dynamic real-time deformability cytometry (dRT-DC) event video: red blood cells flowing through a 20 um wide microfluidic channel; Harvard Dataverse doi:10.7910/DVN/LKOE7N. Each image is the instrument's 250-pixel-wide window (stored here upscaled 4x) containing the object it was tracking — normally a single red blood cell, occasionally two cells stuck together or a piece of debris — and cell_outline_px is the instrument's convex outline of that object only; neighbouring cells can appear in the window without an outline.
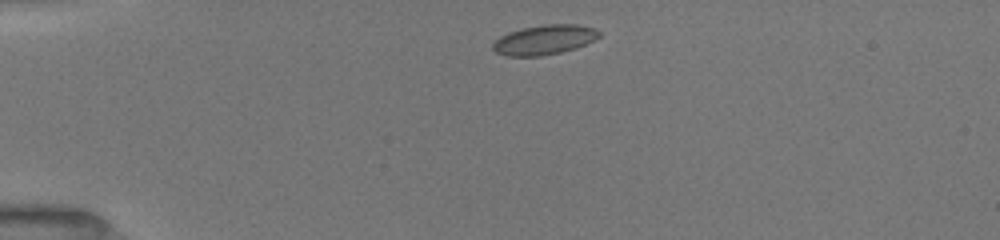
{"species": "common noctule bat (a hibernating species)", "species_latin": "Nyctalus noctula", "temperature_condition": "room temperature", "stored_images_in_passage": 29, "camera_frame_rate_fps": 3000, "um_per_image_px": 0.085, "animal": {"sex": "female", "body_mass_g": 19.5, "forearm_length_mm": 54.1}, "frame": {"image": 1, "passage_image": 1, "time_ms": 0.0, "image_size_px": [1000, 240], "cell_outline_px": [[600, 36], [576, 48], [560, 52], [540, 56], [504, 56], [496, 52], [492, 48], [492, 44], [500, 36], [508, 32], [520, 28], [544, 24], [576, 24], [596, 28], [600, 32]], "centroid_in_image_um": [46.24, 3.37], "position_along_channel_um": 38.8, "area_um2": 18.44}}
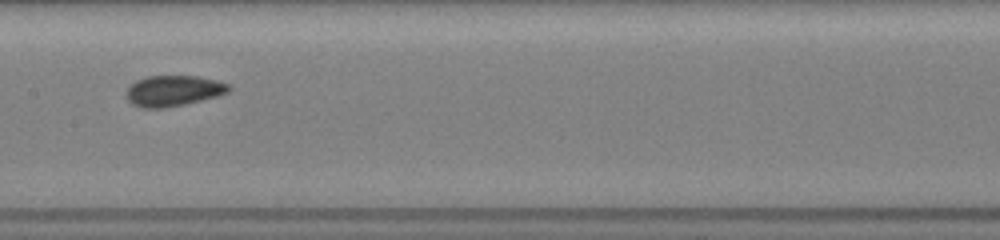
{"frame": {"image": 2, "passage_image": 12, "time_ms": 5.0, "image_size_px": [1000, 240], "cell_outline_px": [[232, 88], [228, 92], [216, 96], [184, 104], [164, 108], [144, 108], [132, 104], [128, 100], [124, 92], [136, 80], [148, 76], [196, 76], [216, 80], [232, 84]], "centroid_in_image_um": [14.74, 7.71], "position_along_channel_um": 192.7, "area_um2": 18.38}}
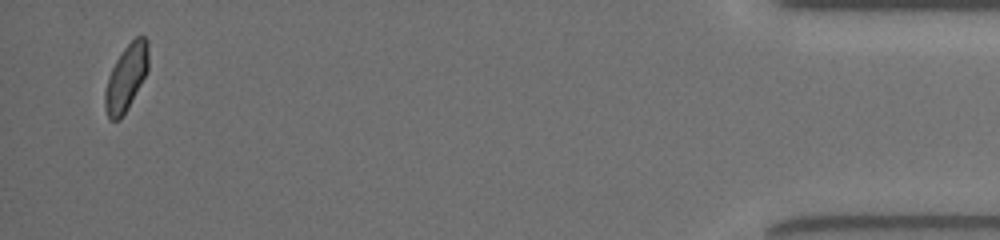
{"frame": {"image": 3, "passage_image": 29, "time_ms": 12.667, "image_size_px": [1000, 240], "cell_outline_px": [[148, 68], [128, 108], [120, 120], [108, 120], [104, 108], [104, 92], [108, 76], [116, 60], [124, 48], [136, 36], [144, 36], [148, 40]], "centroid_in_image_um": [10.7, 6.62], "position_along_channel_um": 424.5, "area_um2": 16.7}, "authors_computed_cell_mechanics": {"area_um2": 17.8024, "velocity_mm_per_s": 3.9935, "shape_relaxation_time_tau1_ms": 9.1027, "shape_relaxation_time_tau2_ms": null, "deformation_change_tau1": 0.1381, "deformation_change_tau2": null}}